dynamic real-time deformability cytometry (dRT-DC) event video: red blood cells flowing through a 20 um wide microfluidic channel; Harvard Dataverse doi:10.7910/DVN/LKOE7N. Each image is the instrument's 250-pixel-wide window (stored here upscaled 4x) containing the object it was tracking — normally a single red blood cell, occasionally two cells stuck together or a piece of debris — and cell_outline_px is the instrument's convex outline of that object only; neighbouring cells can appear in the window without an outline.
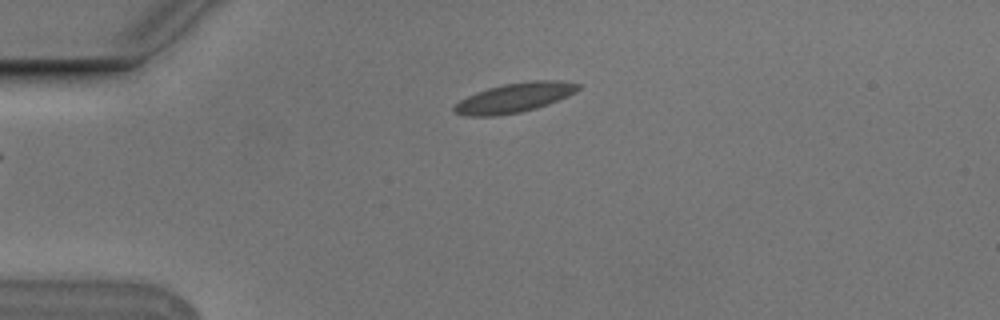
{"species": "Egyptian fruit bat (a non-hibernating species)", "species_latin": "Rousettus aegyptiacus", "temperature_condition": "cold", "stored_images_in_passage": 2, "camera_frame_rate_fps": 3000, "um_per_image_px": 0.085, "animal": {"sex": "male"}, "frame": {"image": 1, "passage_image": 2, "time_ms": 0.333, "image_size_px": [1000, 320], "cell_outline_px": [[580, 88], [576, 92], [548, 104], [536, 108], [520, 112], [496, 116], [468, 116], [456, 112], [452, 108], [460, 100], [476, 92], [488, 88], [504, 84], [532, 80], [560, 80], [580, 84]], "centroid_in_image_um": [43.75, 8.3], "position_along_channel_um": 41.2, "area_um2": 21.15}}